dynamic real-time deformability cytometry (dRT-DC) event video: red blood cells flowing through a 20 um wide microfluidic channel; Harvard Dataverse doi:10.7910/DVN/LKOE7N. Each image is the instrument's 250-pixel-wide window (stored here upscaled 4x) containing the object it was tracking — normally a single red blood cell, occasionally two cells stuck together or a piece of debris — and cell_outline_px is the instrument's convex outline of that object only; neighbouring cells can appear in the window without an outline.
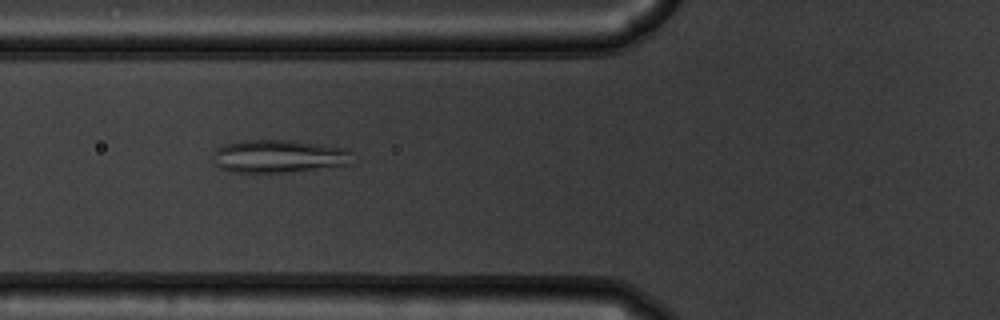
{"species": "common noctule bat (a hibernating species)", "species_latin": "Nyctalus noctula", "temperature_condition": "warm", "stored_images_in_passage": 51, "camera_frame_rate_fps": 3000, "um_per_image_px": 0.085, "animal": {"sex": "male", "body_mass_g": 19.5, "forearm_length_mm": 54.6}, "frame": {"image": 1, "passage_image": 18, "time_ms": 5.667, "image_size_px": [1000, 320], "cell_outline_px": [[352, 164], [284, 172], [232, 172], [220, 168], [216, 164], [212, 152], [216, 148], [224, 144], [244, 140], [292, 140], [344, 148], [348, 152]], "centroid_in_image_um": [23.62, 13.27], "position_along_channel_um": 102.2, "area_um2": 26.41}}
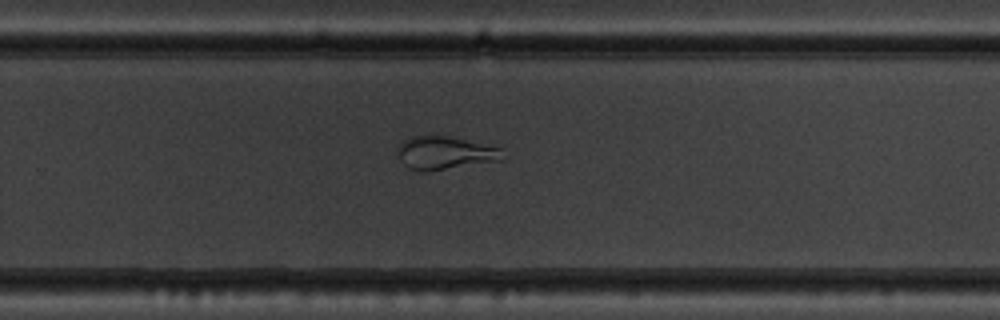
{"frame": {"image": 2, "passage_image": 33, "time_ms": 10.667, "image_size_px": [1000, 320], "cell_outline_px": [[508, 156], [500, 160], [428, 172], [420, 172], [408, 168], [400, 160], [396, 152], [396, 148], [404, 140], [412, 136], [428, 132], [448, 136], [500, 148]], "centroid_in_image_um": [37.76, 12.98], "position_along_channel_um": 292.0, "area_um2": 20.87}}
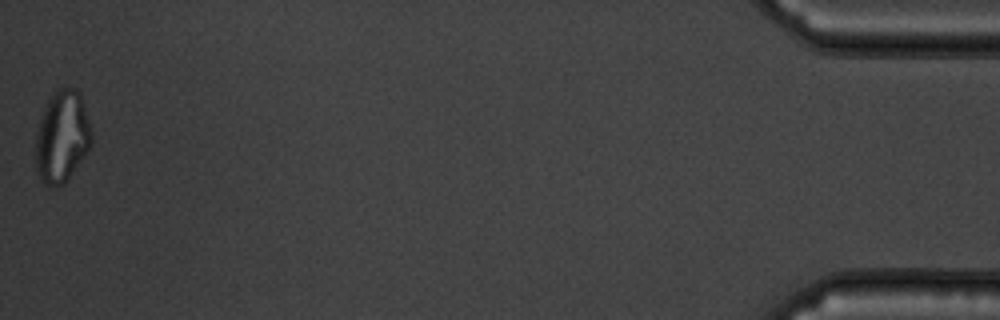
{"frame": {"image": 3, "passage_image": 51, "time_ms": 16.667, "image_size_px": [1000, 320], "cell_outline_px": [[92, 144], [68, 180], [64, 184], [48, 184], [36, 172], [36, 132], [40, 120], [48, 100], [56, 88], [76, 88], [80, 92], [92, 132]], "centroid_in_image_um": [5.29, 11.58], "position_along_channel_um": 429.9, "area_um2": 29.59}}